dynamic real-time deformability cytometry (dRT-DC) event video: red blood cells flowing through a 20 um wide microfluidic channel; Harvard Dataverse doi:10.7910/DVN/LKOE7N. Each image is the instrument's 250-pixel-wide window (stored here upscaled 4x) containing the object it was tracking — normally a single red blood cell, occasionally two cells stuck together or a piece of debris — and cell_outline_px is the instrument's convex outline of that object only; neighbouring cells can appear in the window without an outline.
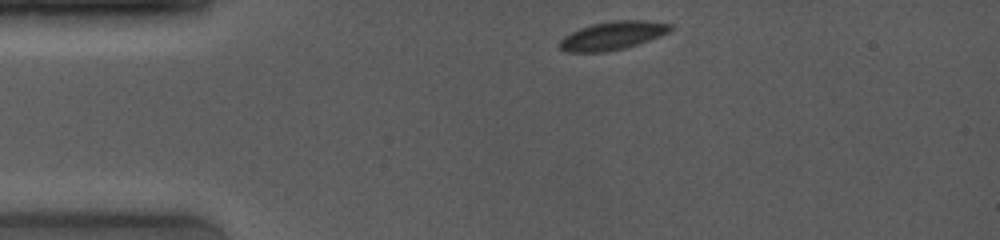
{"species": "common noctule bat (a hibernating species)", "species_latin": "Nyctalus noctula", "temperature_condition": "room temperature", "stored_images_in_passage": 10, "camera_frame_rate_fps": 4000, "um_per_image_px": 0.085, "animal": {"sex": "female", "body_mass_g": 19.0, "forearm_length_mm": 53.3}, "frame": {"image": 1, "passage_image": 1, "time_ms": 0.0, "image_size_px": [1000, 240], "cell_outline_px": [[672, 28], [668, 32], [648, 40], [624, 48], [604, 52], [564, 52], [560, 48], [560, 40], [564, 36], [580, 28], [592, 24], [612, 20], [644, 20], [672, 24]], "centroid_in_image_um": [52.04, 3.02], "position_along_channel_um": 33.0, "area_um2": 18.09}}